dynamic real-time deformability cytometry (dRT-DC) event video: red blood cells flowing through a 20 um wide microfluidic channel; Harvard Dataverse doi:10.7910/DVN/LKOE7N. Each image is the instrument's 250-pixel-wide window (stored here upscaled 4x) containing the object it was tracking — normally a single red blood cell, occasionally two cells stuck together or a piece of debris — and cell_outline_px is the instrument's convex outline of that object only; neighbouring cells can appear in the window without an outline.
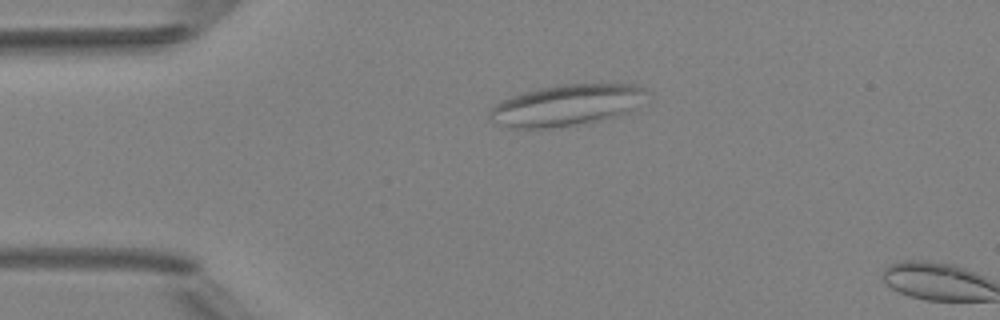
{"species": "Egyptian fruit bat (a non-hibernating species)", "species_latin": "Rousettus aegyptiacus", "temperature_condition": "room temperature", "stored_images_in_passage": 2, "camera_frame_rate_fps": 3000, "um_per_image_px": 0.085, "animal": {"sex": "female"}, "frame": {"image": 1, "passage_image": 1, "time_ms": 0.0, "image_size_px": [1000, 320], "cell_outline_px": [[648, 92], [628, 112], [616, 116], [588, 124], [548, 128], [508, 128], [496, 124], [488, 116], [488, 112], [500, 100], [524, 92], [540, 88], [564, 84], [640, 84]], "centroid_in_image_um": [48.12, 8.96], "position_along_channel_um": 36.9, "area_um2": 37.8}}